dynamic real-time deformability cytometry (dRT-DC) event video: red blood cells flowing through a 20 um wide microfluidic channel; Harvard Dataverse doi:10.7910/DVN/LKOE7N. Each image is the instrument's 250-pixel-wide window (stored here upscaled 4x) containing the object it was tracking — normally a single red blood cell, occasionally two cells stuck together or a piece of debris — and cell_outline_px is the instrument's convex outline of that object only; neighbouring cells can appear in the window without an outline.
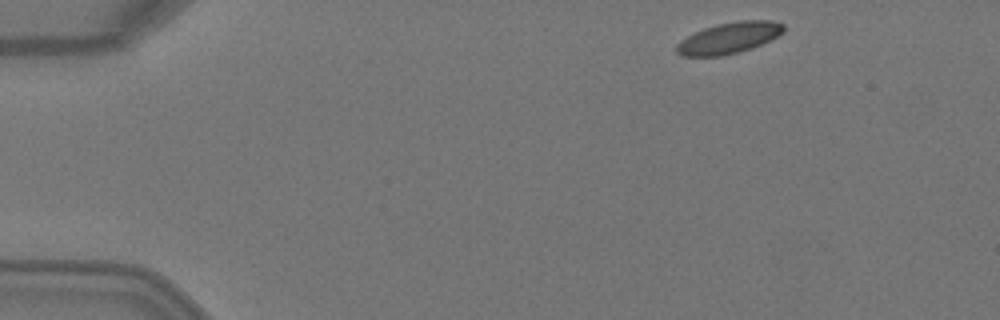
{"species": "Egyptian fruit bat (a non-hibernating species)", "species_latin": "Rousettus aegyptiacus", "temperature_condition": "warm", "stored_images_in_passage": 3, "camera_frame_rate_fps": 3000, "um_per_image_px": 0.085, "animal": {"sex": "female"}, "frame": {"image": 1, "passage_image": 1, "time_ms": 0.0, "image_size_px": [1000, 320], "cell_outline_px": [[784, 32], [752, 48], [720, 56], [684, 56], [676, 52], [676, 44], [680, 40], [704, 28], [716, 24], [740, 20], [772, 20], [784, 24]], "centroid_in_image_um": [61.96, 3.21], "position_along_channel_um": 23.0, "area_um2": 19.25}}
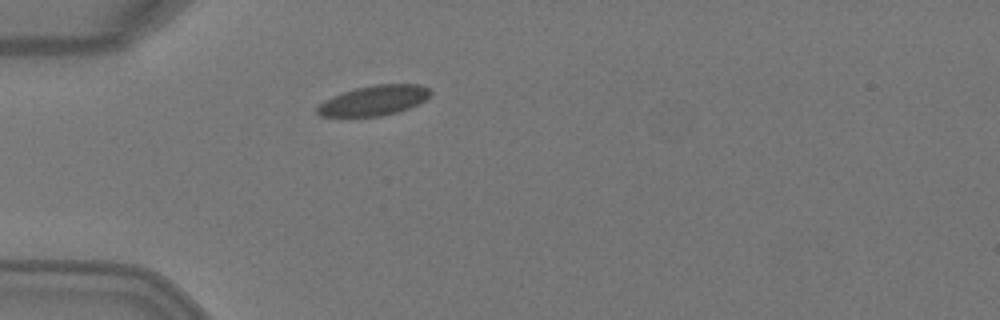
{"frame": {"image": 2, "passage_image": 3, "time_ms": 0.667, "image_size_px": [1000, 320], "cell_outline_px": [[432, 92], [424, 100], [408, 108], [396, 112], [380, 116], [320, 116], [316, 112], [316, 108], [324, 100], [332, 96], [356, 88], [376, 84], [420, 84], [428, 88]], "centroid_in_image_um": [31.77, 8.53], "position_along_channel_um": 53.2, "area_um2": 19.54}}